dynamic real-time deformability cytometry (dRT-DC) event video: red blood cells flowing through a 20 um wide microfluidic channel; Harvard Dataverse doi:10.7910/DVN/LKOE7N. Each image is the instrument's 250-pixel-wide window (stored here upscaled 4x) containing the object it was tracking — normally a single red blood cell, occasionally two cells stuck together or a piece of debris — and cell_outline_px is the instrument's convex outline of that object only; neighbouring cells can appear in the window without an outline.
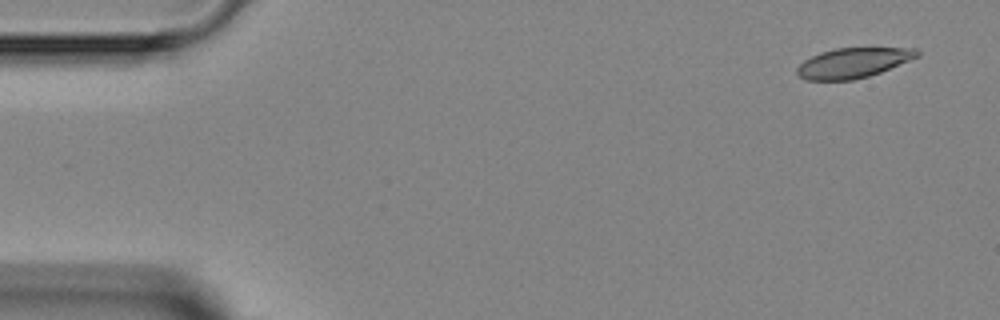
{"species": "Egyptian fruit bat (a non-hibernating species)", "species_latin": "Rousettus aegyptiacus", "temperature_condition": "room temperature", "stored_images_in_passage": 5, "camera_frame_rate_fps": 3000, "um_per_image_px": 0.085, "animal": {"sex": "female"}, "frame": {"image": 1, "passage_image": 1, "time_ms": 0.0, "image_size_px": [1000, 320], "cell_outline_px": [[920, 56], [880, 72], [868, 76], [852, 80], [804, 80], [796, 72], [796, 68], [804, 60], [820, 52], [836, 48], [916, 48], [920, 52]], "centroid_in_image_um": [72.51, 5.34], "position_along_channel_um": 12.5, "area_um2": 20.92}}
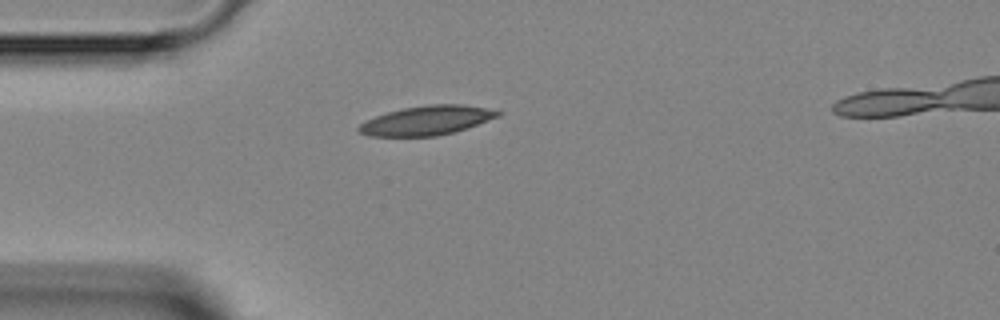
{"frame": {"image": 2, "passage_image": 4, "time_ms": 3.333, "image_size_px": [1000, 320], "cell_outline_px": [[504, 112], [500, 116], [452, 132], [436, 136], [368, 136], [360, 132], [356, 128], [360, 124], [376, 116], [388, 112], [404, 108], [428, 104], [464, 104]], "centroid_in_image_um": [36.26, 10.23], "position_along_channel_um": 48.7, "area_um2": 23.35}}